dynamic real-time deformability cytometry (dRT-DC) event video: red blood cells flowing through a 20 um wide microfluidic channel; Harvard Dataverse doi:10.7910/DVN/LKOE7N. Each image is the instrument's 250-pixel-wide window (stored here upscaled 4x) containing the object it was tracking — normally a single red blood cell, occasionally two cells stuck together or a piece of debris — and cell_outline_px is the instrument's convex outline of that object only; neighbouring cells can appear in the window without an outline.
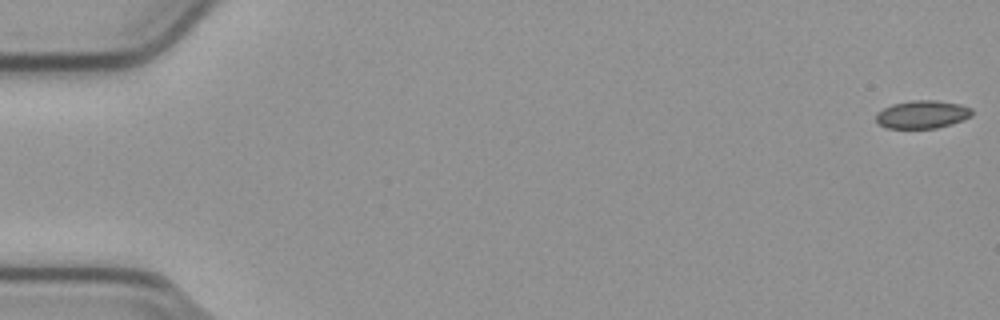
{"species": "common noctule bat (a hibernating species)", "species_latin": "Nyctalus noctula", "temperature_condition": "cold", "stored_images_in_passage": 26, "camera_frame_rate_fps": 3000, "um_per_image_px": 0.085, "animal": {"sex": "male", "body_mass_g": 23.1, "forearm_length_mm": 52.7}, "frame": {"image": 1, "passage_image": 1, "time_ms": 0.0, "image_size_px": [1000, 320], "cell_outline_px": [[972, 116], [964, 120], [952, 124], [936, 128], [884, 128], [876, 120], [876, 112], [892, 104], [912, 100], [936, 100], [960, 104], [972, 108]], "centroid_in_image_um": [78.41, 9.72], "position_along_channel_um": 6.6, "area_um2": 15.78}}
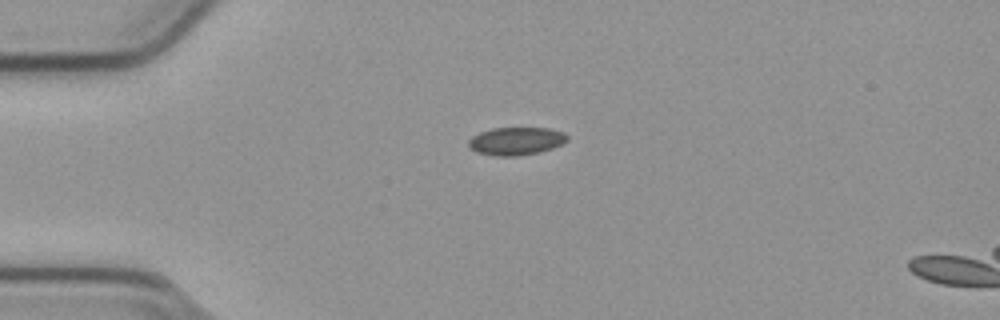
{"frame": {"image": 2, "passage_image": 14, "time_ms": 4.333, "image_size_px": [1000, 320], "cell_outline_px": [[568, 140], [564, 144], [540, 152], [516, 156], [496, 156], [476, 152], [468, 148], [468, 140], [472, 136], [480, 132], [492, 128], [548, 128], [564, 132], [568, 136]], "centroid_in_image_um": [43.87, 11.99], "position_along_channel_um": 41.1, "area_um2": 16.24}}